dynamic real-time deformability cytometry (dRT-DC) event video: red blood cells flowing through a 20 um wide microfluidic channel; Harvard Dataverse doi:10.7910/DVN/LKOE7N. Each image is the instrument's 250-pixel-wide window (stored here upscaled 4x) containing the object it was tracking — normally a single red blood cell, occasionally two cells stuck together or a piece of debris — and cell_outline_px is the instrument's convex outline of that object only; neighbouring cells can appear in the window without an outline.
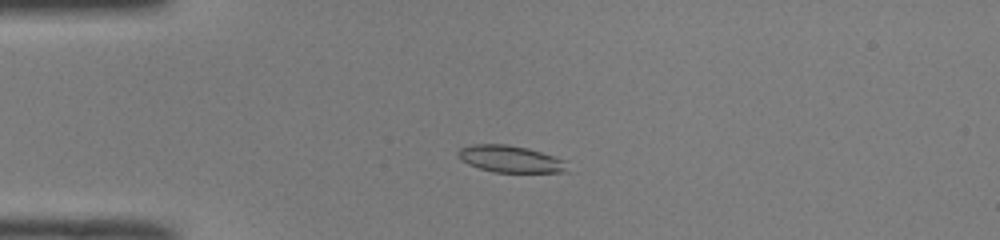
{"species": "common noctule bat (a hibernating species)", "species_latin": "Nyctalus noctula", "temperature_condition": "room temperature", "stored_images_in_passage": 49, "camera_frame_rate_fps": 3000, "um_per_image_px": 0.085, "animal": {"sex": "male", "body_mass_g": 19.0, "forearm_length_mm": 50.8}, "frame": {"image": 1, "passage_image": 12, "time_ms": 3.667, "image_size_px": [1000, 240], "cell_outline_px": [[568, 172], [492, 172], [468, 164], [460, 160], [456, 156], [456, 152], [460, 148], [472, 144], [508, 144], [528, 148], [568, 160]], "centroid_in_image_um": [43.39, 13.51], "position_along_channel_um": 41.6, "area_um2": 17.46}}
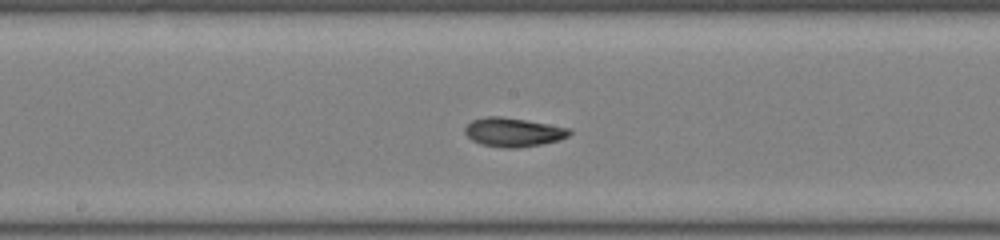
{"frame": {"image": 2, "passage_image": 26, "time_ms": 8.333, "image_size_px": [1000, 240], "cell_outline_px": [[572, 132], [568, 136], [560, 140], [540, 144], [516, 148], [504, 148], [480, 144], [472, 140], [464, 132], [464, 128], [472, 120], [488, 116], [500, 116], [572, 128]], "centroid_in_image_um": [43.63, 11.24], "position_along_channel_um": 204.6, "area_um2": 17.57}}
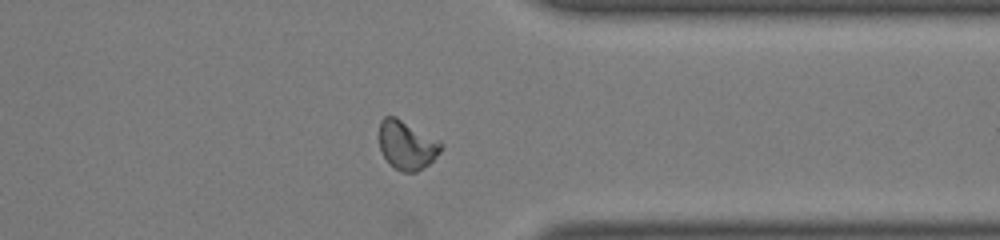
{"frame": {"image": 3, "passage_image": 39, "time_ms": 12.667, "image_size_px": [1000, 240], "cell_outline_px": [[444, 148], [424, 168], [416, 172], [404, 172], [388, 164], [380, 152], [380, 120], [384, 116], [396, 116], [440, 140], [444, 144]], "centroid_in_image_um": [34.59, 12.32], "position_along_channel_um": 376.8, "area_um2": 17.86}, "authors_computed_cell_mechanics": {"area_um2": 17.1666, "velocity_mm_per_s": 4.063, "shape_relaxation_time_tau1_ms": 4.0974, "shape_relaxation_time_tau2_ms": 3.7056, "deformation_change_tau1": 0.1599, "deformation_change_tau2": 0.0645}}